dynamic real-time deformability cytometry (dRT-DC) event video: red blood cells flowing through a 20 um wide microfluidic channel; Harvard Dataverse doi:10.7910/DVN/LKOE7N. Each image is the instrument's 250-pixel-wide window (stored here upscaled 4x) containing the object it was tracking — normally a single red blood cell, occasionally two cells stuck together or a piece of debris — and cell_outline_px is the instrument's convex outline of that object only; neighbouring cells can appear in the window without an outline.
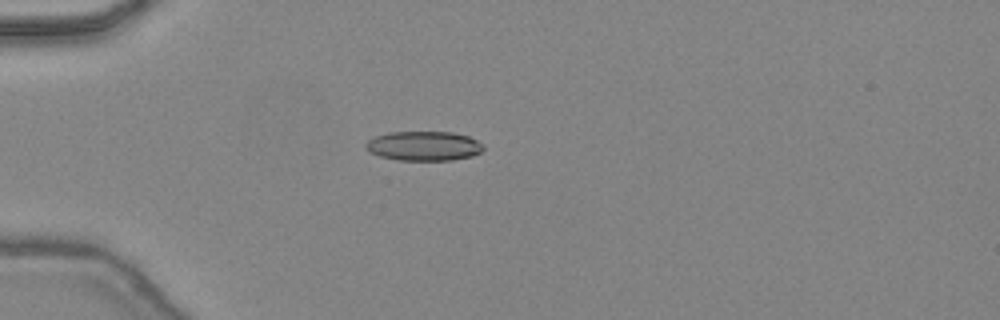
{"species": "common noctule bat (a hibernating species)", "species_latin": "Nyctalus noctula", "temperature_condition": "warm", "stored_images_in_passage": 39, "camera_frame_rate_fps": 3000, "um_per_image_px": 0.085, "animal": {"sex": "female", "body_mass_g": 24.6, "forearm_length_mm": 56.2}, "frame": {"image": 1, "passage_image": 6, "time_ms": 1.667, "image_size_px": [1000, 320], "cell_outline_px": [[484, 148], [480, 152], [472, 156], [452, 160], [396, 160], [380, 156], [368, 152], [364, 148], [364, 144], [368, 140], [376, 136], [388, 132], [452, 132], [468, 136], [484, 144]], "centroid_in_image_um": [36.0, 12.41], "position_along_channel_um": 49.0, "area_um2": 20.35}}
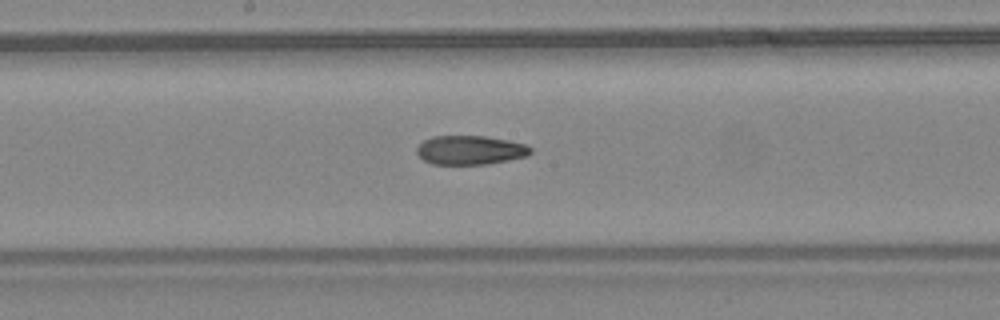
{"frame": {"image": 2, "passage_image": 18, "time_ms": 5.667, "image_size_px": [1000, 320], "cell_outline_px": [[532, 152], [528, 156], [488, 164], [432, 164], [424, 160], [416, 152], [416, 148], [424, 140], [432, 136], [484, 136], [508, 140], [524, 144], [532, 148]], "centroid_in_image_um": [39.97, 12.76], "position_along_channel_um": 208.2, "area_um2": 19.25}}
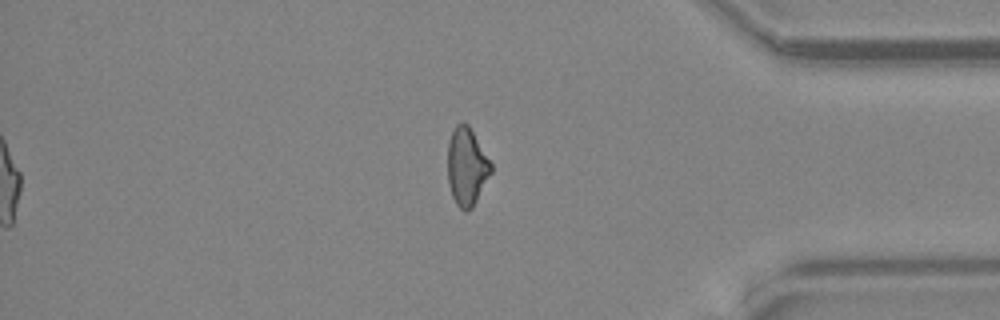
{"frame": {"image": 3, "passage_image": 32, "time_ms": 10.333, "image_size_px": [1000, 320], "cell_outline_px": [[492, 172], [472, 208], [468, 212], [464, 212], [456, 204], [452, 196], [448, 184], [448, 140], [456, 124], [468, 124], [492, 164]], "centroid_in_image_um": [39.67, 14.2], "position_along_channel_um": 395.5, "area_um2": 19.59}, "authors_computed_cell_mechanics": {"area_um2": 19.941, "velocity_mm_per_s": 4.5141, "shape_relaxation_time_tau1_ms": null, "shape_relaxation_time_tau2_ms": 3.6774, "deformation_change_tau1": null, "deformation_change_tau2": 0.1183}}